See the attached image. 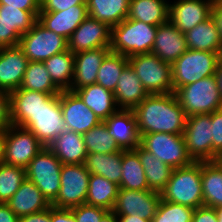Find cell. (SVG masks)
I'll list each match as a JSON object with an SVG mask.
<instances>
[{
    "label": "cell",
    "mask_w": 222,
    "mask_h": 222,
    "mask_svg": "<svg viewBox=\"0 0 222 222\" xmlns=\"http://www.w3.org/2000/svg\"><path fill=\"white\" fill-rule=\"evenodd\" d=\"M41 0H0L3 7H16L26 11H40Z\"/></svg>",
    "instance_id": "cell-48"
},
{
    "label": "cell",
    "mask_w": 222,
    "mask_h": 222,
    "mask_svg": "<svg viewBox=\"0 0 222 222\" xmlns=\"http://www.w3.org/2000/svg\"><path fill=\"white\" fill-rule=\"evenodd\" d=\"M119 185L103 176L90 174L86 204L113 210L117 199Z\"/></svg>",
    "instance_id": "cell-34"
},
{
    "label": "cell",
    "mask_w": 222,
    "mask_h": 222,
    "mask_svg": "<svg viewBox=\"0 0 222 222\" xmlns=\"http://www.w3.org/2000/svg\"><path fill=\"white\" fill-rule=\"evenodd\" d=\"M71 210L77 222H99L102 216L108 211L86 203L71 208Z\"/></svg>",
    "instance_id": "cell-44"
},
{
    "label": "cell",
    "mask_w": 222,
    "mask_h": 222,
    "mask_svg": "<svg viewBox=\"0 0 222 222\" xmlns=\"http://www.w3.org/2000/svg\"><path fill=\"white\" fill-rule=\"evenodd\" d=\"M174 94L187 117L210 114L222 108V98L216 75L180 87Z\"/></svg>",
    "instance_id": "cell-4"
},
{
    "label": "cell",
    "mask_w": 222,
    "mask_h": 222,
    "mask_svg": "<svg viewBox=\"0 0 222 222\" xmlns=\"http://www.w3.org/2000/svg\"><path fill=\"white\" fill-rule=\"evenodd\" d=\"M170 0H130L128 19L158 26L169 20Z\"/></svg>",
    "instance_id": "cell-31"
},
{
    "label": "cell",
    "mask_w": 222,
    "mask_h": 222,
    "mask_svg": "<svg viewBox=\"0 0 222 222\" xmlns=\"http://www.w3.org/2000/svg\"><path fill=\"white\" fill-rule=\"evenodd\" d=\"M76 5H87L86 0H41L40 12H57Z\"/></svg>",
    "instance_id": "cell-45"
},
{
    "label": "cell",
    "mask_w": 222,
    "mask_h": 222,
    "mask_svg": "<svg viewBox=\"0 0 222 222\" xmlns=\"http://www.w3.org/2000/svg\"><path fill=\"white\" fill-rule=\"evenodd\" d=\"M83 139L88 153L112 154L123 150L110 135L104 121L84 133Z\"/></svg>",
    "instance_id": "cell-39"
},
{
    "label": "cell",
    "mask_w": 222,
    "mask_h": 222,
    "mask_svg": "<svg viewBox=\"0 0 222 222\" xmlns=\"http://www.w3.org/2000/svg\"><path fill=\"white\" fill-rule=\"evenodd\" d=\"M183 136L187 152L194 162L212 161L210 114H197L187 117Z\"/></svg>",
    "instance_id": "cell-12"
},
{
    "label": "cell",
    "mask_w": 222,
    "mask_h": 222,
    "mask_svg": "<svg viewBox=\"0 0 222 222\" xmlns=\"http://www.w3.org/2000/svg\"><path fill=\"white\" fill-rule=\"evenodd\" d=\"M51 222H77L71 209L51 206Z\"/></svg>",
    "instance_id": "cell-50"
},
{
    "label": "cell",
    "mask_w": 222,
    "mask_h": 222,
    "mask_svg": "<svg viewBox=\"0 0 222 222\" xmlns=\"http://www.w3.org/2000/svg\"><path fill=\"white\" fill-rule=\"evenodd\" d=\"M212 126V161L222 156V108L210 113Z\"/></svg>",
    "instance_id": "cell-43"
},
{
    "label": "cell",
    "mask_w": 222,
    "mask_h": 222,
    "mask_svg": "<svg viewBox=\"0 0 222 222\" xmlns=\"http://www.w3.org/2000/svg\"><path fill=\"white\" fill-rule=\"evenodd\" d=\"M144 168L134 149L122 150V173L120 188L127 190H150Z\"/></svg>",
    "instance_id": "cell-35"
},
{
    "label": "cell",
    "mask_w": 222,
    "mask_h": 222,
    "mask_svg": "<svg viewBox=\"0 0 222 222\" xmlns=\"http://www.w3.org/2000/svg\"><path fill=\"white\" fill-rule=\"evenodd\" d=\"M62 164H83L88 154L83 134L65 130L48 146Z\"/></svg>",
    "instance_id": "cell-26"
},
{
    "label": "cell",
    "mask_w": 222,
    "mask_h": 222,
    "mask_svg": "<svg viewBox=\"0 0 222 222\" xmlns=\"http://www.w3.org/2000/svg\"><path fill=\"white\" fill-rule=\"evenodd\" d=\"M192 222H218L216 209L208 206H201L194 210Z\"/></svg>",
    "instance_id": "cell-49"
},
{
    "label": "cell",
    "mask_w": 222,
    "mask_h": 222,
    "mask_svg": "<svg viewBox=\"0 0 222 222\" xmlns=\"http://www.w3.org/2000/svg\"><path fill=\"white\" fill-rule=\"evenodd\" d=\"M40 11H26L16 7H3L0 5V16L13 27L20 36L28 32L38 21Z\"/></svg>",
    "instance_id": "cell-41"
},
{
    "label": "cell",
    "mask_w": 222,
    "mask_h": 222,
    "mask_svg": "<svg viewBox=\"0 0 222 222\" xmlns=\"http://www.w3.org/2000/svg\"><path fill=\"white\" fill-rule=\"evenodd\" d=\"M5 131L0 130V164L4 163Z\"/></svg>",
    "instance_id": "cell-57"
},
{
    "label": "cell",
    "mask_w": 222,
    "mask_h": 222,
    "mask_svg": "<svg viewBox=\"0 0 222 222\" xmlns=\"http://www.w3.org/2000/svg\"><path fill=\"white\" fill-rule=\"evenodd\" d=\"M156 30L157 26L126 18L111 28L110 50L128 58L150 53L156 37Z\"/></svg>",
    "instance_id": "cell-3"
},
{
    "label": "cell",
    "mask_w": 222,
    "mask_h": 222,
    "mask_svg": "<svg viewBox=\"0 0 222 222\" xmlns=\"http://www.w3.org/2000/svg\"><path fill=\"white\" fill-rule=\"evenodd\" d=\"M60 106L67 130L84 134L101 122L75 92L61 91Z\"/></svg>",
    "instance_id": "cell-17"
},
{
    "label": "cell",
    "mask_w": 222,
    "mask_h": 222,
    "mask_svg": "<svg viewBox=\"0 0 222 222\" xmlns=\"http://www.w3.org/2000/svg\"><path fill=\"white\" fill-rule=\"evenodd\" d=\"M134 150L138 153L140 163L144 168L149 189L161 193L171 177L173 168L160 161L154 154L140 145Z\"/></svg>",
    "instance_id": "cell-29"
},
{
    "label": "cell",
    "mask_w": 222,
    "mask_h": 222,
    "mask_svg": "<svg viewBox=\"0 0 222 222\" xmlns=\"http://www.w3.org/2000/svg\"><path fill=\"white\" fill-rule=\"evenodd\" d=\"M20 89L60 94L61 90L53 83L43 62L29 61Z\"/></svg>",
    "instance_id": "cell-37"
},
{
    "label": "cell",
    "mask_w": 222,
    "mask_h": 222,
    "mask_svg": "<svg viewBox=\"0 0 222 222\" xmlns=\"http://www.w3.org/2000/svg\"><path fill=\"white\" fill-rule=\"evenodd\" d=\"M201 183L204 206L222 207V162H202Z\"/></svg>",
    "instance_id": "cell-32"
},
{
    "label": "cell",
    "mask_w": 222,
    "mask_h": 222,
    "mask_svg": "<svg viewBox=\"0 0 222 222\" xmlns=\"http://www.w3.org/2000/svg\"><path fill=\"white\" fill-rule=\"evenodd\" d=\"M184 34L188 49L217 52L222 55V40L212 17Z\"/></svg>",
    "instance_id": "cell-28"
},
{
    "label": "cell",
    "mask_w": 222,
    "mask_h": 222,
    "mask_svg": "<svg viewBox=\"0 0 222 222\" xmlns=\"http://www.w3.org/2000/svg\"><path fill=\"white\" fill-rule=\"evenodd\" d=\"M216 77L218 80V86H219L220 95L222 98V55L220 56V59L218 62V66H217V70H216Z\"/></svg>",
    "instance_id": "cell-55"
},
{
    "label": "cell",
    "mask_w": 222,
    "mask_h": 222,
    "mask_svg": "<svg viewBox=\"0 0 222 222\" xmlns=\"http://www.w3.org/2000/svg\"><path fill=\"white\" fill-rule=\"evenodd\" d=\"M119 222H151L147 219L140 218L139 215H117Z\"/></svg>",
    "instance_id": "cell-54"
},
{
    "label": "cell",
    "mask_w": 222,
    "mask_h": 222,
    "mask_svg": "<svg viewBox=\"0 0 222 222\" xmlns=\"http://www.w3.org/2000/svg\"><path fill=\"white\" fill-rule=\"evenodd\" d=\"M20 35L10 27L0 16V48L12 47L19 44Z\"/></svg>",
    "instance_id": "cell-46"
},
{
    "label": "cell",
    "mask_w": 222,
    "mask_h": 222,
    "mask_svg": "<svg viewBox=\"0 0 222 222\" xmlns=\"http://www.w3.org/2000/svg\"><path fill=\"white\" fill-rule=\"evenodd\" d=\"M87 16V5H76L57 12H39L38 22L68 40Z\"/></svg>",
    "instance_id": "cell-22"
},
{
    "label": "cell",
    "mask_w": 222,
    "mask_h": 222,
    "mask_svg": "<svg viewBox=\"0 0 222 222\" xmlns=\"http://www.w3.org/2000/svg\"><path fill=\"white\" fill-rule=\"evenodd\" d=\"M90 173L84 164H62L60 190L51 206L71 209L86 202Z\"/></svg>",
    "instance_id": "cell-10"
},
{
    "label": "cell",
    "mask_w": 222,
    "mask_h": 222,
    "mask_svg": "<svg viewBox=\"0 0 222 222\" xmlns=\"http://www.w3.org/2000/svg\"><path fill=\"white\" fill-rule=\"evenodd\" d=\"M187 50L185 34L169 20L157 26L151 51L154 55L172 65Z\"/></svg>",
    "instance_id": "cell-20"
},
{
    "label": "cell",
    "mask_w": 222,
    "mask_h": 222,
    "mask_svg": "<svg viewBox=\"0 0 222 222\" xmlns=\"http://www.w3.org/2000/svg\"><path fill=\"white\" fill-rule=\"evenodd\" d=\"M29 60L17 46L0 48V91L11 93L23 81Z\"/></svg>",
    "instance_id": "cell-18"
},
{
    "label": "cell",
    "mask_w": 222,
    "mask_h": 222,
    "mask_svg": "<svg viewBox=\"0 0 222 222\" xmlns=\"http://www.w3.org/2000/svg\"><path fill=\"white\" fill-rule=\"evenodd\" d=\"M44 145L28 129L10 125L5 130L4 163L26 168Z\"/></svg>",
    "instance_id": "cell-11"
},
{
    "label": "cell",
    "mask_w": 222,
    "mask_h": 222,
    "mask_svg": "<svg viewBox=\"0 0 222 222\" xmlns=\"http://www.w3.org/2000/svg\"><path fill=\"white\" fill-rule=\"evenodd\" d=\"M19 222H51V206L41 212L20 217Z\"/></svg>",
    "instance_id": "cell-51"
},
{
    "label": "cell",
    "mask_w": 222,
    "mask_h": 222,
    "mask_svg": "<svg viewBox=\"0 0 222 222\" xmlns=\"http://www.w3.org/2000/svg\"><path fill=\"white\" fill-rule=\"evenodd\" d=\"M75 93L101 121L119 110L114 93L97 83L77 89Z\"/></svg>",
    "instance_id": "cell-27"
},
{
    "label": "cell",
    "mask_w": 222,
    "mask_h": 222,
    "mask_svg": "<svg viewBox=\"0 0 222 222\" xmlns=\"http://www.w3.org/2000/svg\"><path fill=\"white\" fill-rule=\"evenodd\" d=\"M194 208L161 199L152 222H192Z\"/></svg>",
    "instance_id": "cell-42"
},
{
    "label": "cell",
    "mask_w": 222,
    "mask_h": 222,
    "mask_svg": "<svg viewBox=\"0 0 222 222\" xmlns=\"http://www.w3.org/2000/svg\"><path fill=\"white\" fill-rule=\"evenodd\" d=\"M127 64L128 57L110 51L99 68L96 83L114 93L122 70Z\"/></svg>",
    "instance_id": "cell-38"
},
{
    "label": "cell",
    "mask_w": 222,
    "mask_h": 222,
    "mask_svg": "<svg viewBox=\"0 0 222 222\" xmlns=\"http://www.w3.org/2000/svg\"><path fill=\"white\" fill-rule=\"evenodd\" d=\"M128 63L148 94L173 92L171 64L164 62L152 52L131 56Z\"/></svg>",
    "instance_id": "cell-6"
},
{
    "label": "cell",
    "mask_w": 222,
    "mask_h": 222,
    "mask_svg": "<svg viewBox=\"0 0 222 222\" xmlns=\"http://www.w3.org/2000/svg\"><path fill=\"white\" fill-rule=\"evenodd\" d=\"M133 112L140 136L157 132L176 135L184 133L187 115L174 92L149 94Z\"/></svg>",
    "instance_id": "cell-1"
},
{
    "label": "cell",
    "mask_w": 222,
    "mask_h": 222,
    "mask_svg": "<svg viewBox=\"0 0 222 222\" xmlns=\"http://www.w3.org/2000/svg\"><path fill=\"white\" fill-rule=\"evenodd\" d=\"M83 164L90 174L103 176L120 186L122 151L112 154L88 153Z\"/></svg>",
    "instance_id": "cell-33"
},
{
    "label": "cell",
    "mask_w": 222,
    "mask_h": 222,
    "mask_svg": "<svg viewBox=\"0 0 222 222\" xmlns=\"http://www.w3.org/2000/svg\"><path fill=\"white\" fill-rule=\"evenodd\" d=\"M0 222H19V218L6 203H0Z\"/></svg>",
    "instance_id": "cell-53"
},
{
    "label": "cell",
    "mask_w": 222,
    "mask_h": 222,
    "mask_svg": "<svg viewBox=\"0 0 222 222\" xmlns=\"http://www.w3.org/2000/svg\"><path fill=\"white\" fill-rule=\"evenodd\" d=\"M25 168L0 164V203H6L25 180Z\"/></svg>",
    "instance_id": "cell-40"
},
{
    "label": "cell",
    "mask_w": 222,
    "mask_h": 222,
    "mask_svg": "<svg viewBox=\"0 0 222 222\" xmlns=\"http://www.w3.org/2000/svg\"><path fill=\"white\" fill-rule=\"evenodd\" d=\"M18 46L29 61L44 62L68 50V40L42 26L38 21L19 40Z\"/></svg>",
    "instance_id": "cell-9"
},
{
    "label": "cell",
    "mask_w": 222,
    "mask_h": 222,
    "mask_svg": "<svg viewBox=\"0 0 222 222\" xmlns=\"http://www.w3.org/2000/svg\"><path fill=\"white\" fill-rule=\"evenodd\" d=\"M22 128L31 131L44 147H48L67 129L60 106V94L54 95Z\"/></svg>",
    "instance_id": "cell-13"
},
{
    "label": "cell",
    "mask_w": 222,
    "mask_h": 222,
    "mask_svg": "<svg viewBox=\"0 0 222 222\" xmlns=\"http://www.w3.org/2000/svg\"><path fill=\"white\" fill-rule=\"evenodd\" d=\"M61 161L48 147H44L25 168L26 179L40 189L51 204L60 190Z\"/></svg>",
    "instance_id": "cell-7"
},
{
    "label": "cell",
    "mask_w": 222,
    "mask_h": 222,
    "mask_svg": "<svg viewBox=\"0 0 222 222\" xmlns=\"http://www.w3.org/2000/svg\"><path fill=\"white\" fill-rule=\"evenodd\" d=\"M44 65L53 81L61 90H70L74 77V53L69 49L46 59Z\"/></svg>",
    "instance_id": "cell-36"
},
{
    "label": "cell",
    "mask_w": 222,
    "mask_h": 222,
    "mask_svg": "<svg viewBox=\"0 0 222 222\" xmlns=\"http://www.w3.org/2000/svg\"><path fill=\"white\" fill-rule=\"evenodd\" d=\"M58 94H48L27 89H16L10 93L11 123L23 127L46 103Z\"/></svg>",
    "instance_id": "cell-19"
},
{
    "label": "cell",
    "mask_w": 222,
    "mask_h": 222,
    "mask_svg": "<svg viewBox=\"0 0 222 222\" xmlns=\"http://www.w3.org/2000/svg\"><path fill=\"white\" fill-rule=\"evenodd\" d=\"M148 152L173 169L191 165L183 135L163 132L147 133L140 136V144Z\"/></svg>",
    "instance_id": "cell-8"
},
{
    "label": "cell",
    "mask_w": 222,
    "mask_h": 222,
    "mask_svg": "<svg viewBox=\"0 0 222 222\" xmlns=\"http://www.w3.org/2000/svg\"><path fill=\"white\" fill-rule=\"evenodd\" d=\"M111 28L87 16L68 39V49L76 54L97 48H110Z\"/></svg>",
    "instance_id": "cell-15"
},
{
    "label": "cell",
    "mask_w": 222,
    "mask_h": 222,
    "mask_svg": "<svg viewBox=\"0 0 222 222\" xmlns=\"http://www.w3.org/2000/svg\"><path fill=\"white\" fill-rule=\"evenodd\" d=\"M161 194L151 190H127L120 188L113 212L115 215H139L152 222L157 212Z\"/></svg>",
    "instance_id": "cell-14"
},
{
    "label": "cell",
    "mask_w": 222,
    "mask_h": 222,
    "mask_svg": "<svg viewBox=\"0 0 222 222\" xmlns=\"http://www.w3.org/2000/svg\"><path fill=\"white\" fill-rule=\"evenodd\" d=\"M104 122L110 135L121 149H135L140 144L133 110L119 109Z\"/></svg>",
    "instance_id": "cell-23"
},
{
    "label": "cell",
    "mask_w": 222,
    "mask_h": 222,
    "mask_svg": "<svg viewBox=\"0 0 222 222\" xmlns=\"http://www.w3.org/2000/svg\"><path fill=\"white\" fill-rule=\"evenodd\" d=\"M211 17L214 20V23L219 31L220 38L222 40V3L219 0H214Z\"/></svg>",
    "instance_id": "cell-52"
},
{
    "label": "cell",
    "mask_w": 222,
    "mask_h": 222,
    "mask_svg": "<svg viewBox=\"0 0 222 222\" xmlns=\"http://www.w3.org/2000/svg\"><path fill=\"white\" fill-rule=\"evenodd\" d=\"M214 0L169 1V21L182 33L211 17Z\"/></svg>",
    "instance_id": "cell-16"
},
{
    "label": "cell",
    "mask_w": 222,
    "mask_h": 222,
    "mask_svg": "<svg viewBox=\"0 0 222 222\" xmlns=\"http://www.w3.org/2000/svg\"><path fill=\"white\" fill-rule=\"evenodd\" d=\"M11 123L10 93L0 91V130L5 131Z\"/></svg>",
    "instance_id": "cell-47"
},
{
    "label": "cell",
    "mask_w": 222,
    "mask_h": 222,
    "mask_svg": "<svg viewBox=\"0 0 222 222\" xmlns=\"http://www.w3.org/2000/svg\"><path fill=\"white\" fill-rule=\"evenodd\" d=\"M110 48H97L74 54V77L69 91L96 83L99 68Z\"/></svg>",
    "instance_id": "cell-21"
},
{
    "label": "cell",
    "mask_w": 222,
    "mask_h": 222,
    "mask_svg": "<svg viewBox=\"0 0 222 222\" xmlns=\"http://www.w3.org/2000/svg\"><path fill=\"white\" fill-rule=\"evenodd\" d=\"M149 94L144 89L140 79L128 63L119 77L114 96L119 109L133 110Z\"/></svg>",
    "instance_id": "cell-24"
},
{
    "label": "cell",
    "mask_w": 222,
    "mask_h": 222,
    "mask_svg": "<svg viewBox=\"0 0 222 222\" xmlns=\"http://www.w3.org/2000/svg\"><path fill=\"white\" fill-rule=\"evenodd\" d=\"M86 4L88 16L112 28L127 18L130 0H86Z\"/></svg>",
    "instance_id": "cell-30"
},
{
    "label": "cell",
    "mask_w": 222,
    "mask_h": 222,
    "mask_svg": "<svg viewBox=\"0 0 222 222\" xmlns=\"http://www.w3.org/2000/svg\"><path fill=\"white\" fill-rule=\"evenodd\" d=\"M201 175L202 162L173 169L161 199L194 209L204 206Z\"/></svg>",
    "instance_id": "cell-2"
},
{
    "label": "cell",
    "mask_w": 222,
    "mask_h": 222,
    "mask_svg": "<svg viewBox=\"0 0 222 222\" xmlns=\"http://www.w3.org/2000/svg\"><path fill=\"white\" fill-rule=\"evenodd\" d=\"M99 222H119L117 215L114 214L112 210L107 211Z\"/></svg>",
    "instance_id": "cell-56"
},
{
    "label": "cell",
    "mask_w": 222,
    "mask_h": 222,
    "mask_svg": "<svg viewBox=\"0 0 222 222\" xmlns=\"http://www.w3.org/2000/svg\"><path fill=\"white\" fill-rule=\"evenodd\" d=\"M6 204L18 218L41 212L51 206L40 189L26 178Z\"/></svg>",
    "instance_id": "cell-25"
},
{
    "label": "cell",
    "mask_w": 222,
    "mask_h": 222,
    "mask_svg": "<svg viewBox=\"0 0 222 222\" xmlns=\"http://www.w3.org/2000/svg\"><path fill=\"white\" fill-rule=\"evenodd\" d=\"M217 221L222 222V207L216 208Z\"/></svg>",
    "instance_id": "cell-58"
},
{
    "label": "cell",
    "mask_w": 222,
    "mask_h": 222,
    "mask_svg": "<svg viewBox=\"0 0 222 222\" xmlns=\"http://www.w3.org/2000/svg\"><path fill=\"white\" fill-rule=\"evenodd\" d=\"M220 54L188 49L172 65L173 92L200 79L216 75Z\"/></svg>",
    "instance_id": "cell-5"
}]
</instances>
